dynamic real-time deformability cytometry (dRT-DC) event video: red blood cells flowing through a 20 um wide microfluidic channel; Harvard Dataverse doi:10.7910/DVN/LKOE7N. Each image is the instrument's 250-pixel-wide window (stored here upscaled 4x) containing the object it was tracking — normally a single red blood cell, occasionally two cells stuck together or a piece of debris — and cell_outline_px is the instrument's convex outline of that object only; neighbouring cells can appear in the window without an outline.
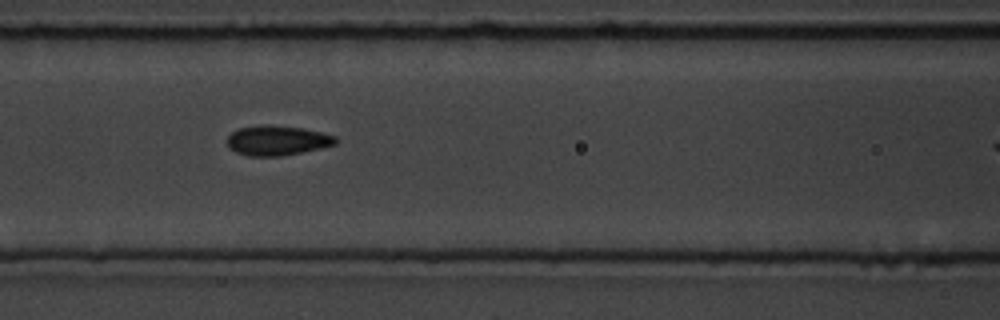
{"species": "common noctule bat (a hibernating species)", "species_latin": "Nyctalus noctula", "temperature_condition": "room temperature", "stored_images_in_passage": 11, "camera_frame_rate_fps": 3000, "um_per_image_px": 0.085, "animal": {"sex": "male", "body_mass_g": 19.5, "forearm_length_mm": 54.6}, "frame": {"image": 1, "passage_image": 5, "time_ms": 4.333, "image_size_px": [1000, 320], "cell_outline_px": [[336, 144], [320, 148], [280, 156], [248, 156], [236, 152], [228, 148], [228, 136], [232, 132], [240, 128], [260, 124], [264, 124], [300, 128], [320, 132], [336, 136]], "centroid_in_image_um": [23.52, 11.94], "position_along_channel_um": 143.1, "area_um2": 18.67}}
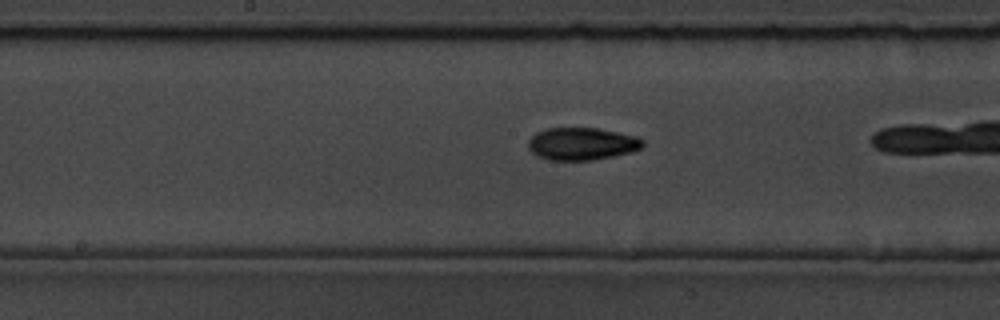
{"frame": {"image": 2, "passage_image": 7, "time_ms": 7.667, "image_size_px": [1000, 320], "cell_outline_px": [[644, 144], [640, 148], [632, 152], [592, 160], [548, 160], [536, 156], [528, 148], [528, 140], [536, 132], [544, 128], [600, 128], [636, 136], [644, 140]], "centroid_in_image_um": [49.43, 12.22], "position_along_channel_um": 198.8, "area_um2": 21.85}}